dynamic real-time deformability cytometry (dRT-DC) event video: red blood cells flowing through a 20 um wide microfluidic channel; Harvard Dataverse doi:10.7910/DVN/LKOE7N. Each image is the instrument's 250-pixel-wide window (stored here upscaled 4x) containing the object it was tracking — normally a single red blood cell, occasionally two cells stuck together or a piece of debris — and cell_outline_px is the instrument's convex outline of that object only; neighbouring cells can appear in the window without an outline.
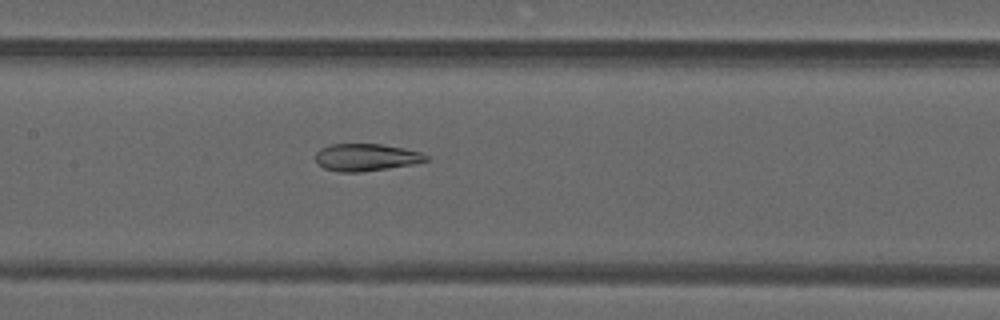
{"species": "common noctule bat (a hibernating species)", "species_latin": "Nyctalus noctula", "temperature_condition": "warm", "stored_images_in_passage": 44, "camera_frame_rate_fps": 3000, "um_per_image_px": 0.085, "animal": {"sex": "male", "forearm_length_mm": 52.5}, "frame": {"image": 1, "passage_image": 19, "time_ms": 6.0, "image_size_px": [1000, 320], "cell_outline_px": [[428, 160], [412, 164], [388, 168], [360, 172], [340, 172], [324, 168], [316, 164], [316, 152], [320, 148], [332, 144], [380, 144], [404, 148], [420, 152], [428, 156]], "centroid_in_image_um": [31.08, 13.37], "position_along_channel_um": 176.3, "area_um2": 17.51}}
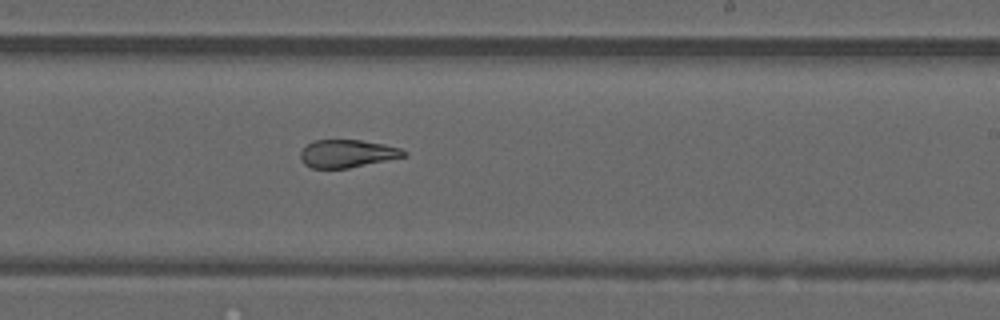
{"frame": {"image": 2, "passage_image": 25, "time_ms": 8.0, "image_size_px": [1000, 320], "cell_outline_px": [[408, 156], [348, 168], [312, 168], [304, 164], [300, 160], [300, 152], [312, 140], [360, 140], [384, 144], [400, 148], [408, 152]], "centroid_in_image_um": [29.53, 13.05], "position_along_channel_um": 259.5, "area_um2": 16.82}}
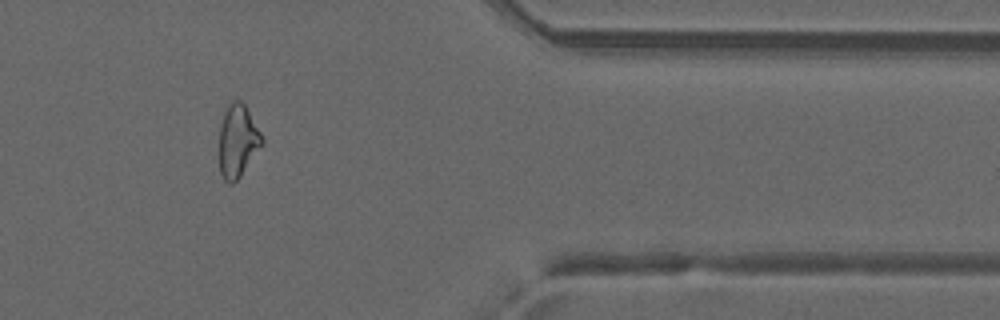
{"frame": {"image": 3, "passage_image": 36, "time_ms": 11.667, "image_size_px": [1000, 320], "cell_outline_px": [[264, 140], [240, 176], [232, 184], [228, 184], [224, 180], [220, 172], [220, 124], [224, 108], [232, 100], [240, 100], [244, 104], [260, 132]], "centroid_in_image_um": [20.17, 11.95], "position_along_channel_um": 391.2, "area_um2": 17.8}, "authors_computed_cell_mechanics": {"area_um2": 19.8254, "velocity_mm_per_s": 4.1973, "shape_relaxation_time_tau1_ms": null, "shape_relaxation_time_tau2_ms": 2.3987, "deformation_change_tau1": null, "deformation_change_tau2": 0.0825}}